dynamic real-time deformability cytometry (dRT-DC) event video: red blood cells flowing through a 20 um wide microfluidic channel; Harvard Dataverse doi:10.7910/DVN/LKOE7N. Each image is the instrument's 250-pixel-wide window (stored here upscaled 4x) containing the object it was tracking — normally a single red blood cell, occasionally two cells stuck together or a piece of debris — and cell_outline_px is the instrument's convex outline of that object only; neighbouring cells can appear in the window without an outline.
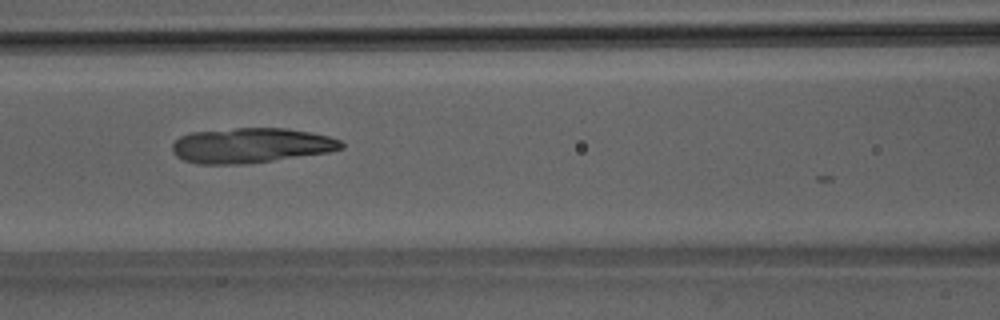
{"species": "Egyptian fruit bat (a non-hibernating species)", "species_latin": "Rousettus aegyptiacus", "temperature_condition": "room temperature", "stored_images_in_passage": 7, "camera_frame_rate_fps": 3000, "um_per_image_px": 0.085, "animal": {"sex": "male"}, "frame": {"image": 1, "passage_image": 4, "time_ms": 1.0, "image_size_px": [1000, 320], "cell_outline_px": [[344, 148], [328, 152], [244, 164], [196, 164], [184, 160], [176, 156], [172, 152], [172, 144], [180, 136], [192, 132], [236, 128], [288, 128], [312, 132], [328, 136], [340, 140], [344, 144]], "centroid_in_image_um": [21.32, 12.36], "position_along_channel_um": 145.3, "area_um2": 34.51}}